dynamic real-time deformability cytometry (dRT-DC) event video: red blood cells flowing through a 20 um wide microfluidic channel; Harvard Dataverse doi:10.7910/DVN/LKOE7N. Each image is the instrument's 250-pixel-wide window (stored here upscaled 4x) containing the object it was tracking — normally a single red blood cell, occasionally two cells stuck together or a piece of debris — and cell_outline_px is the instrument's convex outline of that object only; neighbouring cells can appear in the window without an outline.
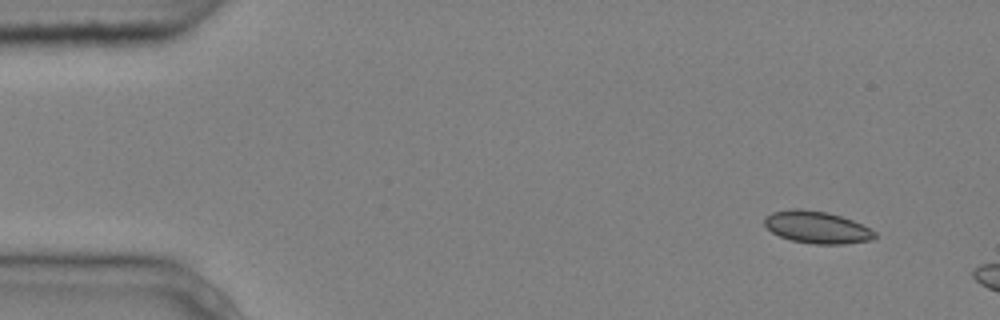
{"species": "common noctule bat (a hibernating species)", "species_latin": "Nyctalus noctula", "temperature_condition": "cold", "stored_images_in_passage": 2, "camera_frame_rate_fps": 3000, "um_per_image_px": 0.085, "animal": {"sex": "male", "body_mass_g": 20.4}, "frame": {"image": 1, "passage_image": 1, "time_ms": 0.0, "image_size_px": [1000, 320], "cell_outline_px": [[876, 236], [872, 240], [844, 244], [812, 244], [792, 240], [780, 236], [772, 232], [764, 224], [764, 216], [772, 212], [792, 208], [800, 208], [828, 212], [852, 220], [876, 232]], "centroid_in_image_um": [69.41, 19.31], "position_along_channel_um": 15.6, "area_um2": 20.69}}